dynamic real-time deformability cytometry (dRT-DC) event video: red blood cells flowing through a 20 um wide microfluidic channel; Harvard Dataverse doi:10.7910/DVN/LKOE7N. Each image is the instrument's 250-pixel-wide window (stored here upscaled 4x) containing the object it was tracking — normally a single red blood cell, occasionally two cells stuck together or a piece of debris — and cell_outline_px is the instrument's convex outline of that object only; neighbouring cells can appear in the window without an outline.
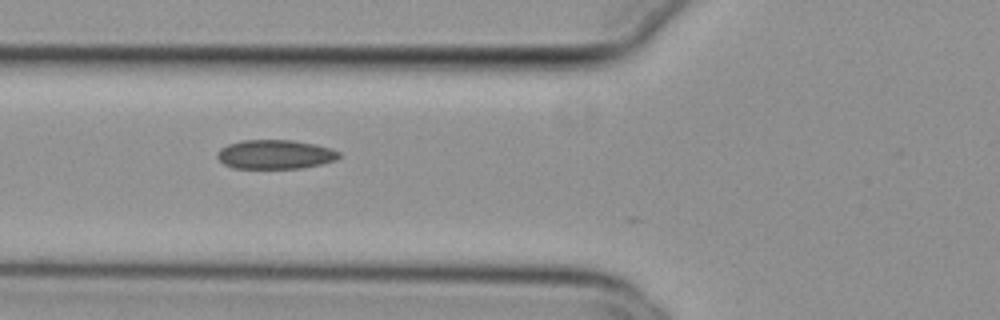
{"species": "common noctule bat (a hibernating species)", "species_latin": "Nyctalus noctula", "temperature_condition": "cold", "stored_images_in_passage": 4, "camera_frame_rate_fps": 3000, "um_per_image_px": 0.085, "animal": {"sex": "female", "body_mass_g": 29.2, "forearm_length_mm": 56.3}, "frame": {"image": 1, "passage_image": 3, "time_ms": 0.667, "image_size_px": [1000, 320], "cell_outline_px": [[340, 156], [336, 160], [304, 168], [232, 168], [224, 164], [216, 156], [216, 152], [220, 148], [228, 144], [244, 140], [292, 140], [316, 144], [340, 152]], "centroid_in_image_um": [23.37, 13.12], "position_along_channel_um": 102.4, "area_um2": 20.69}}